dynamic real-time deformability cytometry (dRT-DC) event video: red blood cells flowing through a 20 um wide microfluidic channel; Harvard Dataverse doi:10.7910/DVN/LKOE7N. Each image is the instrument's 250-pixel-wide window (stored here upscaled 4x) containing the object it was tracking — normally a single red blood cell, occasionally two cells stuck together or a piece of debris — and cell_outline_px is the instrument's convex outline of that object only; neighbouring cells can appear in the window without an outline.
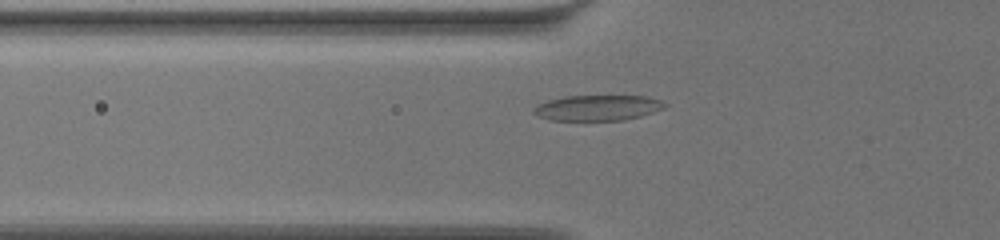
{"species": "common noctule bat (a hibernating species)", "species_latin": "Nyctalus noctula", "temperature_condition": "warm", "stored_images_in_passage": 51, "camera_frame_rate_fps": 3000, "um_per_image_px": 0.085, "animal": {"sex": "female", "body_mass_g": 19.5, "forearm_length_mm": 54.1}, "frame": {"image": 1, "passage_image": 13, "time_ms": 4.0, "image_size_px": [1000, 240], "cell_outline_px": [[668, 104], [664, 108], [640, 116], [624, 120], [548, 120], [536, 116], [532, 112], [532, 108], [536, 104], [548, 100], [568, 96], [648, 96], [660, 100]], "centroid_in_image_um": [50.75, 9.16], "position_along_channel_um": 75.0, "area_um2": 19.59}}
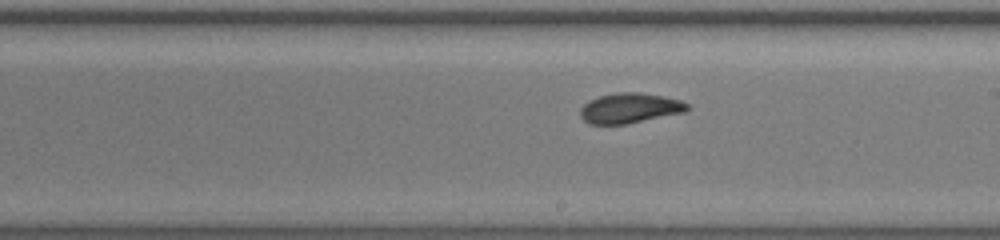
{"frame": {"image": 2, "passage_image": 27, "time_ms": 8.667, "image_size_px": [1000, 240], "cell_outline_px": [[688, 108], [684, 112], [624, 124], [588, 124], [580, 116], [580, 108], [588, 100], [600, 96], [616, 92], [640, 92], [680, 100], [688, 104]], "centroid_in_image_um": [53.47, 9.18], "position_along_channel_um": 235.5, "area_um2": 18.55}}
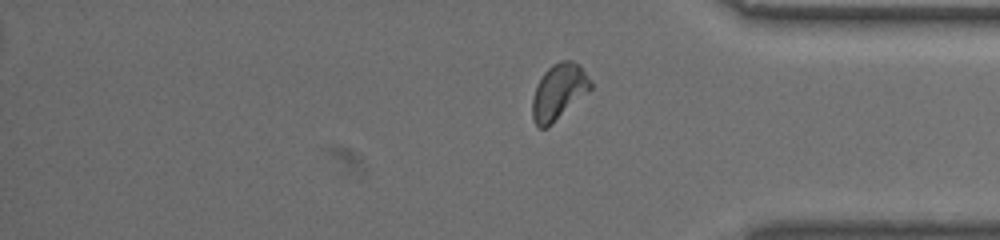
{"frame": {"image": 3, "passage_image": 41, "time_ms": 13.333, "image_size_px": [1000, 240], "cell_outline_px": [[592, 88], [548, 128], [540, 128], [536, 124], [532, 116], [532, 100], [536, 88], [544, 72], [552, 64], [560, 60], [572, 60], [580, 64], [588, 76], [592, 84]], "centroid_in_image_um": [47.5, 7.79], "position_along_channel_um": 387.7, "area_um2": 18.84}, "authors_computed_cell_mechanics": {"area_um2": 18.6116, "velocity_mm_per_s": 3.4357, "shape_relaxation_time_tau1_ms": 6.5929, "shape_relaxation_time_tau2_ms": 1.4586, "deformation_change_tau1": 0.1551, "deformation_change_tau2": 0.0565}}